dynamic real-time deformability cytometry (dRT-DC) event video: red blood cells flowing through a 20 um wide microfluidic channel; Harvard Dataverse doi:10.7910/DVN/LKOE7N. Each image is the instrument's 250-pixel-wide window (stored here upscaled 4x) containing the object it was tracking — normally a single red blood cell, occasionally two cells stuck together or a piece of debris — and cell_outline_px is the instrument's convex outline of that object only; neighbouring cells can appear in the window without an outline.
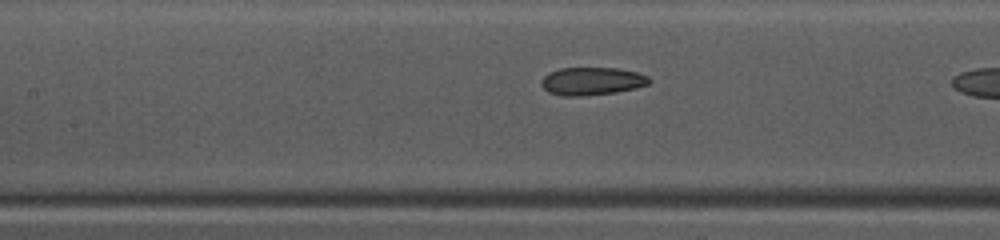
{"species": "common noctule bat (a hibernating species)", "species_latin": "Nyctalus noctula", "temperature_condition": "warm", "stored_images_in_passage": 23, "camera_frame_rate_fps": 3000, "um_per_image_px": 0.085, "animal": {"sex": "female", "body_mass_g": 10.0, "forearm_length_mm": 53.1}, "frame": {"image": 1, "passage_image": 7, "time_ms": 2.0, "image_size_px": [1000, 240], "cell_outline_px": [[652, 80], [648, 84], [636, 88], [616, 92], [584, 96], [564, 96], [548, 92], [540, 84], [540, 80], [548, 72], [560, 68], [616, 68], [636, 72], [648, 76]], "centroid_in_image_um": [50.29, 6.9], "position_along_channel_um": 157.1, "area_um2": 17.63}}
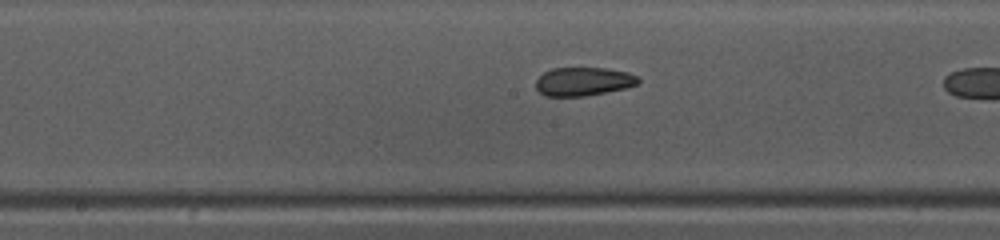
{"frame": {"image": 2, "passage_image": 10, "time_ms": 3.0, "image_size_px": [1000, 240], "cell_outline_px": [[640, 84], [624, 88], [584, 96], [544, 96], [536, 88], [536, 80], [544, 72], [552, 68], [608, 68], [628, 72], [636, 76], [640, 80]], "centroid_in_image_um": [49.59, 6.92], "position_along_channel_um": 198.6, "area_um2": 16.99}}